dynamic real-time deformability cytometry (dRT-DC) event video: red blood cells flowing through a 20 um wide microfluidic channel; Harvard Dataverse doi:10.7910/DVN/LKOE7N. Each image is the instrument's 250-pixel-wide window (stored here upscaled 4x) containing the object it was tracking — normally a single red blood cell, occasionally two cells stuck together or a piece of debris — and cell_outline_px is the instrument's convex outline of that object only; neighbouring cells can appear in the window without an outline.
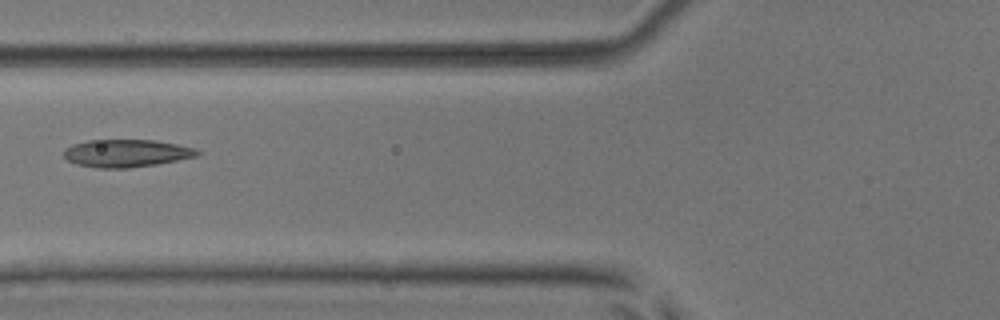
{"species": "common noctule bat (a hibernating species)", "species_latin": "Nyctalus noctula", "temperature_condition": "room temperature", "stored_images_in_passage": 6, "camera_frame_rate_fps": 3000, "um_per_image_px": 0.085, "animal": {"sex": "male", "body_mass_g": 17.9, "forearm_length_mm": 54.2}, "frame": {"image": 1, "passage_image": 5, "time_ms": 4.667, "image_size_px": [1000, 320], "cell_outline_px": [[200, 152], [196, 156], [156, 164], [128, 168], [96, 168], [76, 164], [68, 160], [64, 156], [64, 148], [72, 144], [88, 140], [156, 140], [196, 148]], "centroid_in_image_um": [10.7, 13.02], "position_along_channel_um": 115.1, "area_um2": 21.44}}
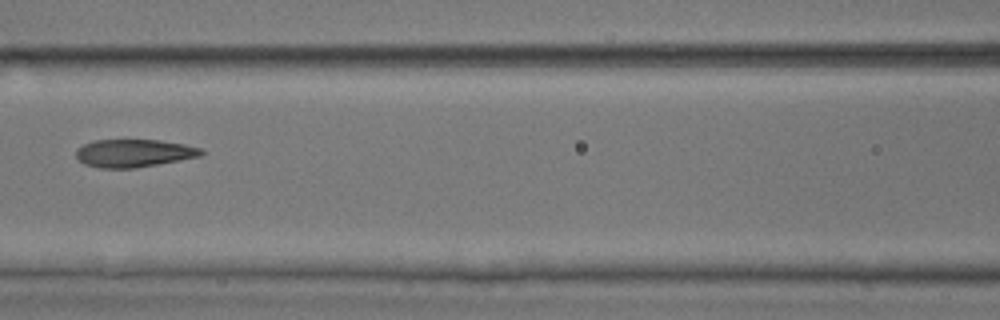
{"frame": {"image": 2, "passage_image": 6, "time_ms": 5.667, "image_size_px": [1000, 320], "cell_outline_px": [[204, 152], [200, 156], [180, 160], [136, 168], [100, 168], [84, 164], [76, 156], [76, 148], [84, 144], [96, 140], [160, 140], [184, 144], [200, 148]], "centroid_in_image_um": [11.36, 13.02], "position_along_channel_um": 155.2, "area_um2": 20.23}}